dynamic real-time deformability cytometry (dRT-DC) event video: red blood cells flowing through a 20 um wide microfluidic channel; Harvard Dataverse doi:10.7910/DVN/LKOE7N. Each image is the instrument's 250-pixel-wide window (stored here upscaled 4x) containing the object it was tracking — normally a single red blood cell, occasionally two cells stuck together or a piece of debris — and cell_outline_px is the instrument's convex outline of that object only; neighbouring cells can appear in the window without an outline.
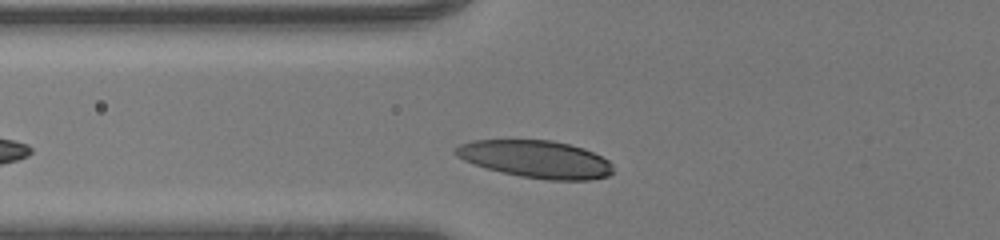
{"species": "human", "species_latin": "Homo sapiens", "temperature_condition": "room temperature", "stored_images_in_passage": 26, "camera_frame_rate_fps": 3000, "um_per_image_px": 0.085, "donor": {"sex": "male"}, "frame": {"image": 1, "passage_image": 3, "time_ms": 0.667, "image_size_px": [1000, 240], "cell_outline_px": [[616, 172], [608, 176], [588, 180], [544, 180], [520, 176], [500, 172], [464, 160], [456, 156], [452, 152], [460, 144], [472, 140], [552, 140], [584, 148], [608, 160], [612, 164]], "centroid_in_image_um": [45.57, 13.53], "position_along_channel_um": 80.2, "area_um2": 34.45}}
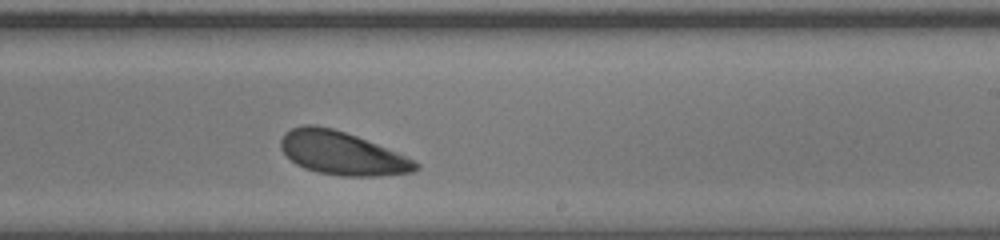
{"frame": {"image": 2, "passage_image": 16, "time_ms": 5.0, "image_size_px": [1000, 240], "cell_outline_px": [[420, 168], [412, 172], [380, 176], [340, 176], [316, 172], [304, 168], [296, 164], [280, 148], [280, 140], [284, 132], [292, 128], [304, 124], [316, 124], [332, 128], [356, 136], [416, 160], [420, 164]], "centroid_in_image_um": [29.06, 13.02], "position_along_channel_um": 259.9, "area_um2": 34.04}}
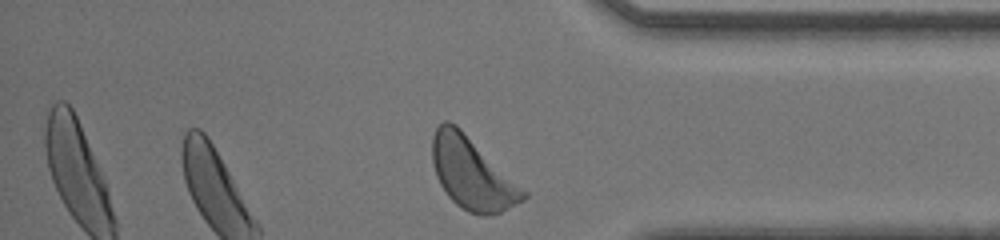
{"frame": {"image": 3, "passage_image": 26, "time_ms": 8.333, "image_size_px": [1000, 240], "cell_outline_px": [[528, 196], [524, 200], [500, 212], [484, 216], [480, 216], [468, 212], [456, 204], [448, 196], [440, 184], [436, 176], [432, 164], [432, 136], [436, 128], [444, 120], [448, 120], [456, 124], [528, 192]], "centroid_in_image_um": [40.11, 14.74], "position_along_channel_um": 395.1, "area_um2": 37.97}, "authors_computed_cell_mechanics": {"area_um2": 34.0153, "velocity_mm_per_s": 4.2054, "shape_relaxation_time_tau1_ms": 1.8638, "shape_relaxation_time_tau2_ms": null, "deformation_change_tau1": 0.1165, "deformation_change_tau2": null}}